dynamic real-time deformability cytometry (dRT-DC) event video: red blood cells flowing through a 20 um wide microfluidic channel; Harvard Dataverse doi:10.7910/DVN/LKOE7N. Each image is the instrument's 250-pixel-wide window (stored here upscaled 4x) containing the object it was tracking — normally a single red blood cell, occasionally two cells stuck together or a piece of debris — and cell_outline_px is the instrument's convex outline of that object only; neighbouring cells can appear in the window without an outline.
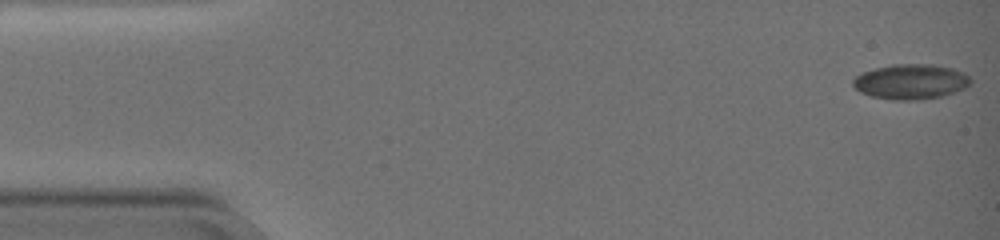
{"species": "common noctule bat (a hibernating species)", "species_latin": "Nyctalus noctula", "temperature_condition": "warm", "stored_images_in_passage": 16, "camera_frame_rate_fps": 3000, "um_per_image_px": 0.085, "animal": {"sex": "female", "body_mass_g": 19.0, "forearm_length_mm": 51.5}, "frame": {"image": 1, "passage_image": 1, "time_ms": 0.0, "image_size_px": [1000, 240], "cell_outline_px": [[972, 80], [964, 88], [940, 96], [916, 100], [892, 100], [872, 96], [860, 92], [852, 84], [852, 80], [856, 76], [864, 72], [876, 68], [892, 64], [932, 64], [952, 68], [964, 72]], "centroid_in_image_um": [77.4, 6.93], "position_along_channel_um": 7.6, "area_um2": 23.81}}
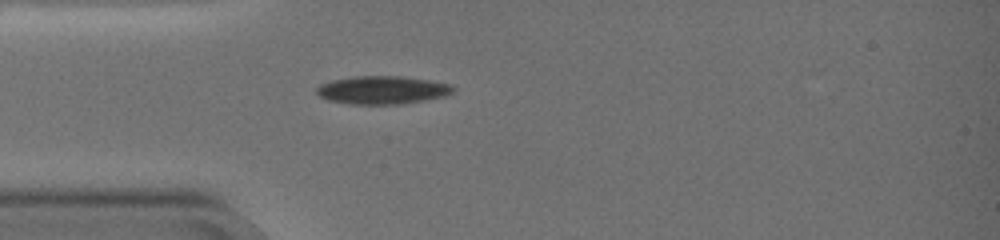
{"frame": {"image": 2, "passage_image": 12, "time_ms": 3.667, "image_size_px": [1000, 240], "cell_outline_px": [[456, 88], [452, 92], [444, 96], [424, 100], [400, 104], [348, 104], [328, 100], [320, 96], [316, 92], [316, 88], [320, 84], [332, 80], [352, 76], [400, 76], [432, 80], [452, 84]], "centroid_in_image_um": [32.5, 7.64], "position_along_channel_um": 52.5, "area_um2": 22.48}}
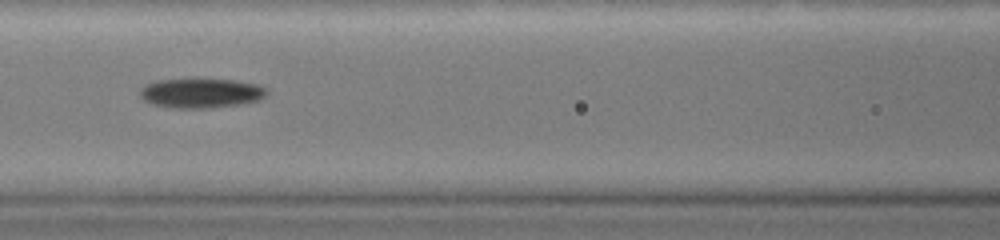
{"frame": {"image": 3, "passage_image": 15, "time_ms": 4.667, "image_size_px": [1000, 240], "cell_outline_px": [[268, 92], [260, 100], [240, 104], [212, 108], [172, 108], [152, 104], [144, 100], [140, 96], [140, 88], [148, 84], [160, 80], [196, 76], [232, 80], [256, 84], [264, 88]], "centroid_in_image_um": [17.06, 7.88], "position_along_channel_um": 149.5, "area_um2": 22.54}}